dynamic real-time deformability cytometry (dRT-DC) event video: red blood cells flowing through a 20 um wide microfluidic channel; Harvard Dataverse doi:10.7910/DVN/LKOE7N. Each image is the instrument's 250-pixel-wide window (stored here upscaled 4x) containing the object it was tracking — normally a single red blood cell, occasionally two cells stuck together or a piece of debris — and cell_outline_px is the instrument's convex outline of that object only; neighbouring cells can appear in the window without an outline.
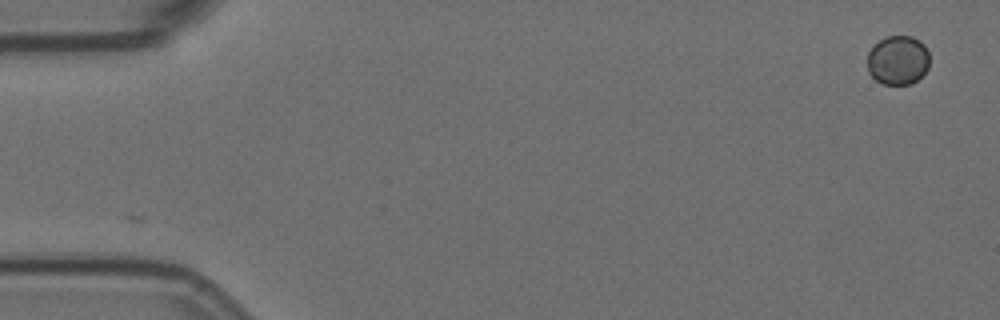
{"species": "Egyptian fruit bat (a non-hibernating species)", "species_latin": "Rousettus aegyptiacus", "temperature_condition": "room temperature", "stored_images_in_passage": 2, "camera_frame_rate_fps": 3000, "um_per_image_px": 0.085, "animal": {"sex": "female"}, "frame": {"image": 1, "passage_image": 2, "time_ms": 0.333, "image_size_px": [1000, 320], "cell_outline_px": [[928, 68], [912, 84], [884, 84], [876, 80], [868, 72], [868, 52], [880, 40], [888, 36], [912, 36], [920, 40], [924, 44], [928, 52]], "centroid_in_image_um": [76.33, 5.11], "position_along_channel_um": 8.7, "area_um2": 17.69}}